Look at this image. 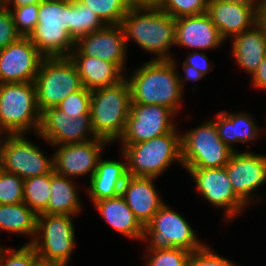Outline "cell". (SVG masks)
Here are the masks:
<instances>
[{
    "label": "cell",
    "instance_id": "cell-34",
    "mask_svg": "<svg viewBox=\"0 0 266 266\" xmlns=\"http://www.w3.org/2000/svg\"><path fill=\"white\" fill-rule=\"evenodd\" d=\"M24 179L0 168V204L23 202Z\"/></svg>",
    "mask_w": 266,
    "mask_h": 266
},
{
    "label": "cell",
    "instance_id": "cell-39",
    "mask_svg": "<svg viewBox=\"0 0 266 266\" xmlns=\"http://www.w3.org/2000/svg\"><path fill=\"white\" fill-rule=\"evenodd\" d=\"M20 37L9 9L0 3V49L6 48Z\"/></svg>",
    "mask_w": 266,
    "mask_h": 266
},
{
    "label": "cell",
    "instance_id": "cell-12",
    "mask_svg": "<svg viewBox=\"0 0 266 266\" xmlns=\"http://www.w3.org/2000/svg\"><path fill=\"white\" fill-rule=\"evenodd\" d=\"M195 181V189L215 208L224 209L230 221L249 207L235 192L226 167L185 168ZM247 206V207H246Z\"/></svg>",
    "mask_w": 266,
    "mask_h": 266
},
{
    "label": "cell",
    "instance_id": "cell-22",
    "mask_svg": "<svg viewBox=\"0 0 266 266\" xmlns=\"http://www.w3.org/2000/svg\"><path fill=\"white\" fill-rule=\"evenodd\" d=\"M69 58L77 67L83 87L90 91L113 86L126 78L125 71L118 65L98 57L83 55L76 47Z\"/></svg>",
    "mask_w": 266,
    "mask_h": 266
},
{
    "label": "cell",
    "instance_id": "cell-25",
    "mask_svg": "<svg viewBox=\"0 0 266 266\" xmlns=\"http://www.w3.org/2000/svg\"><path fill=\"white\" fill-rule=\"evenodd\" d=\"M92 204L112 229L128 239L143 240L144 226L135 217L121 194Z\"/></svg>",
    "mask_w": 266,
    "mask_h": 266
},
{
    "label": "cell",
    "instance_id": "cell-1",
    "mask_svg": "<svg viewBox=\"0 0 266 266\" xmlns=\"http://www.w3.org/2000/svg\"><path fill=\"white\" fill-rule=\"evenodd\" d=\"M174 57L171 60H150L132 71L126 79L131 90V104L165 106L178 115L183 92Z\"/></svg>",
    "mask_w": 266,
    "mask_h": 266
},
{
    "label": "cell",
    "instance_id": "cell-27",
    "mask_svg": "<svg viewBox=\"0 0 266 266\" xmlns=\"http://www.w3.org/2000/svg\"><path fill=\"white\" fill-rule=\"evenodd\" d=\"M75 184L73 179L52 171L51 196L47 208L42 213L71 216H76L79 213L78 215H80L83 207Z\"/></svg>",
    "mask_w": 266,
    "mask_h": 266
},
{
    "label": "cell",
    "instance_id": "cell-24",
    "mask_svg": "<svg viewBox=\"0 0 266 266\" xmlns=\"http://www.w3.org/2000/svg\"><path fill=\"white\" fill-rule=\"evenodd\" d=\"M232 39V55L236 63L252 76L266 54V32L257 22Z\"/></svg>",
    "mask_w": 266,
    "mask_h": 266
},
{
    "label": "cell",
    "instance_id": "cell-36",
    "mask_svg": "<svg viewBox=\"0 0 266 266\" xmlns=\"http://www.w3.org/2000/svg\"><path fill=\"white\" fill-rule=\"evenodd\" d=\"M146 251L145 255L148 257L146 266H186L191 254L182 248Z\"/></svg>",
    "mask_w": 266,
    "mask_h": 266
},
{
    "label": "cell",
    "instance_id": "cell-6",
    "mask_svg": "<svg viewBox=\"0 0 266 266\" xmlns=\"http://www.w3.org/2000/svg\"><path fill=\"white\" fill-rule=\"evenodd\" d=\"M41 112L34 82L0 84V130L5 134H37Z\"/></svg>",
    "mask_w": 266,
    "mask_h": 266
},
{
    "label": "cell",
    "instance_id": "cell-43",
    "mask_svg": "<svg viewBox=\"0 0 266 266\" xmlns=\"http://www.w3.org/2000/svg\"><path fill=\"white\" fill-rule=\"evenodd\" d=\"M42 0H3L1 3L5 7H19L29 4H39Z\"/></svg>",
    "mask_w": 266,
    "mask_h": 266
},
{
    "label": "cell",
    "instance_id": "cell-31",
    "mask_svg": "<svg viewBox=\"0 0 266 266\" xmlns=\"http://www.w3.org/2000/svg\"><path fill=\"white\" fill-rule=\"evenodd\" d=\"M88 6L105 25H121L124 16L131 9L128 0H78Z\"/></svg>",
    "mask_w": 266,
    "mask_h": 266
},
{
    "label": "cell",
    "instance_id": "cell-8",
    "mask_svg": "<svg viewBox=\"0 0 266 266\" xmlns=\"http://www.w3.org/2000/svg\"><path fill=\"white\" fill-rule=\"evenodd\" d=\"M233 152L220 139L215 122L211 119L181 135V159L184 168L225 167Z\"/></svg>",
    "mask_w": 266,
    "mask_h": 266
},
{
    "label": "cell",
    "instance_id": "cell-29",
    "mask_svg": "<svg viewBox=\"0 0 266 266\" xmlns=\"http://www.w3.org/2000/svg\"><path fill=\"white\" fill-rule=\"evenodd\" d=\"M51 173L24 179L23 202L26 203L37 215L48 206L51 196Z\"/></svg>",
    "mask_w": 266,
    "mask_h": 266
},
{
    "label": "cell",
    "instance_id": "cell-20",
    "mask_svg": "<svg viewBox=\"0 0 266 266\" xmlns=\"http://www.w3.org/2000/svg\"><path fill=\"white\" fill-rule=\"evenodd\" d=\"M224 41L206 13L176 19L175 46L205 51L220 48Z\"/></svg>",
    "mask_w": 266,
    "mask_h": 266
},
{
    "label": "cell",
    "instance_id": "cell-5",
    "mask_svg": "<svg viewBox=\"0 0 266 266\" xmlns=\"http://www.w3.org/2000/svg\"><path fill=\"white\" fill-rule=\"evenodd\" d=\"M181 133L172 132L136 144H122L127 174L157 179L175 161L182 166Z\"/></svg>",
    "mask_w": 266,
    "mask_h": 266
},
{
    "label": "cell",
    "instance_id": "cell-45",
    "mask_svg": "<svg viewBox=\"0 0 266 266\" xmlns=\"http://www.w3.org/2000/svg\"><path fill=\"white\" fill-rule=\"evenodd\" d=\"M132 6H156L160 0H128Z\"/></svg>",
    "mask_w": 266,
    "mask_h": 266
},
{
    "label": "cell",
    "instance_id": "cell-19",
    "mask_svg": "<svg viewBox=\"0 0 266 266\" xmlns=\"http://www.w3.org/2000/svg\"><path fill=\"white\" fill-rule=\"evenodd\" d=\"M206 14L225 41L229 36L233 38L258 22V11L242 3L208 0Z\"/></svg>",
    "mask_w": 266,
    "mask_h": 266
},
{
    "label": "cell",
    "instance_id": "cell-32",
    "mask_svg": "<svg viewBox=\"0 0 266 266\" xmlns=\"http://www.w3.org/2000/svg\"><path fill=\"white\" fill-rule=\"evenodd\" d=\"M208 0H160L156 5L173 18L206 13Z\"/></svg>",
    "mask_w": 266,
    "mask_h": 266
},
{
    "label": "cell",
    "instance_id": "cell-18",
    "mask_svg": "<svg viewBox=\"0 0 266 266\" xmlns=\"http://www.w3.org/2000/svg\"><path fill=\"white\" fill-rule=\"evenodd\" d=\"M75 47L83 55L114 63L127 73L125 64L128 47L121 25H105L97 31L81 36Z\"/></svg>",
    "mask_w": 266,
    "mask_h": 266
},
{
    "label": "cell",
    "instance_id": "cell-4",
    "mask_svg": "<svg viewBox=\"0 0 266 266\" xmlns=\"http://www.w3.org/2000/svg\"><path fill=\"white\" fill-rule=\"evenodd\" d=\"M70 1L39 3L38 24L28 38L45 58L69 57L75 48L70 35Z\"/></svg>",
    "mask_w": 266,
    "mask_h": 266
},
{
    "label": "cell",
    "instance_id": "cell-41",
    "mask_svg": "<svg viewBox=\"0 0 266 266\" xmlns=\"http://www.w3.org/2000/svg\"><path fill=\"white\" fill-rule=\"evenodd\" d=\"M251 78L253 87L266 91V54Z\"/></svg>",
    "mask_w": 266,
    "mask_h": 266
},
{
    "label": "cell",
    "instance_id": "cell-23",
    "mask_svg": "<svg viewBox=\"0 0 266 266\" xmlns=\"http://www.w3.org/2000/svg\"><path fill=\"white\" fill-rule=\"evenodd\" d=\"M125 162L100 158L97 169L89 180L87 194L92 202L102 199L113 198L121 194L123 183L127 177L126 158Z\"/></svg>",
    "mask_w": 266,
    "mask_h": 266
},
{
    "label": "cell",
    "instance_id": "cell-47",
    "mask_svg": "<svg viewBox=\"0 0 266 266\" xmlns=\"http://www.w3.org/2000/svg\"><path fill=\"white\" fill-rule=\"evenodd\" d=\"M5 133L2 131V130H0V152H1V145H2V142H3V138H4V136L2 137V135H4Z\"/></svg>",
    "mask_w": 266,
    "mask_h": 266
},
{
    "label": "cell",
    "instance_id": "cell-3",
    "mask_svg": "<svg viewBox=\"0 0 266 266\" xmlns=\"http://www.w3.org/2000/svg\"><path fill=\"white\" fill-rule=\"evenodd\" d=\"M132 99L128 80L91 91L90 118L96 138L109 143L124 134Z\"/></svg>",
    "mask_w": 266,
    "mask_h": 266
},
{
    "label": "cell",
    "instance_id": "cell-46",
    "mask_svg": "<svg viewBox=\"0 0 266 266\" xmlns=\"http://www.w3.org/2000/svg\"><path fill=\"white\" fill-rule=\"evenodd\" d=\"M66 262L44 261L39 259L36 266H67Z\"/></svg>",
    "mask_w": 266,
    "mask_h": 266
},
{
    "label": "cell",
    "instance_id": "cell-21",
    "mask_svg": "<svg viewBox=\"0 0 266 266\" xmlns=\"http://www.w3.org/2000/svg\"><path fill=\"white\" fill-rule=\"evenodd\" d=\"M155 178L127 175L121 195L138 221L145 227L165 203L154 185Z\"/></svg>",
    "mask_w": 266,
    "mask_h": 266
},
{
    "label": "cell",
    "instance_id": "cell-44",
    "mask_svg": "<svg viewBox=\"0 0 266 266\" xmlns=\"http://www.w3.org/2000/svg\"><path fill=\"white\" fill-rule=\"evenodd\" d=\"M222 1L248 4L254 7L257 11H259L260 7L262 6V3L265 0H222Z\"/></svg>",
    "mask_w": 266,
    "mask_h": 266
},
{
    "label": "cell",
    "instance_id": "cell-37",
    "mask_svg": "<svg viewBox=\"0 0 266 266\" xmlns=\"http://www.w3.org/2000/svg\"><path fill=\"white\" fill-rule=\"evenodd\" d=\"M91 91L82 88L63 99L56 107L68 114L71 119L79 115H90Z\"/></svg>",
    "mask_w": 266,
    "mask_h": 266
},
{
    "label": "cell",
    "instance_id": "cell-14",
    "mask_svg": "<svg viewBox=\"0 0 266 266\" xmlns=\"http://www.w3.org/2000/svg\"><path fill=\"white\" fill-rule=\"evenodd\" d=\"M36 135L51 146L84 143L96 139L90 115H79L76 119H71L57 107L41 113L40 128Z\"/></svg>",
    "mask_w": 266,
    "mask_h": 266
},
{
    "label": "cell",
    "instance_id": "cell-30",
    "mask_svg": "<svg viewBox=\"0 0 266 266\" xmlns=\"http://www.w3.org/2000/svg\"><path fill=\"white\" fill-rule=\"evenodd\" d=\"M104 26L105 24L88 6L78 0L70 1V35L75 41Z\"/></svg>",
    "mask_w": 266,
    "mask_h": 266
},
{
    "label": "cell",
    "instance_id": "cell-11",
    "mask_svg": "<svg viewBox=\"0 0 266 266\" xmlns=\"http://www.w3.org/2000/svg\"><path fill=\"white\" fill-rule=\"evenodd\" d=\"M44 154L25 134H6L1 145L0 167L22 179L51 173L53 157Z\"/></svg>",
    "mask_w": 266,
    "mask_h": 266
},
{
    "label": "cell",
    "instance_id": "cell-38",
    "mask_svg": "<svg viewBox=\"0 0 266 266\" xmlns=\"http://www.w3.org/2000/svg\"><path fill=\"white\" fill-rule=\"evenodd\" d=\"M186 266H236V264L216 254L205 244L201 249L191 252Z\"/></svg>",
    "mask_w": 266,
    "mask_h": 266
},
{
    "label": "cell",
    "instance_id": "cell-10",
    "mask_svg": "<svg viewBox=\"0 0 266 266\" xmlns=\"http://www.w3.org/2000/svg\"><path fill=\"white\" fill-rule=\"evenodd\" d=\"M71 215L40 213L37 215L36 235L30 244L39 259L66 262L75 248V228Z\"/></svg>",
    "mask_w": 266,
    "mask_h": 266
},
{
    "label": "cell",
    "instance_id": "cell-42",
    "mask_svg": "<svg viewBox=\"0 0 266 266\" xmlns=\"http://www.w3.org/2000/svg\"><path fill=\"white\" fill-rule=\"evenodd\" d=\"M182 67H183L185 76L181 77L180 74H178V79H179L182 91L184 89V82H187V81L196 82L204 77V75L199 70L197 69L195 70V68L190 65L182 64Z\"/></svg>",
    "mask_w": 266,
    "mask_h": 266
},
{
    "label": "cell",
    "instance_id": "cell-2",
    "mask_svg": "<svg viewBox=\"0 0 266 266\" xmlns=\"http://www.w3.org/2000/svg\"><path fill=\"white\" fill-rule=\"evenodd\" d=\"M121 26L126 45L134 41L140 48L155 54L152 60H171L175 46L176 19L157 6H132Z\"/></svg>",
    "mask_w": 266,
    "mask_h": 266
},
{
    "label": "cell",
    "instance_id": "cell-16",
    "mask_svg": "<svg viewBox=\"0 0 266 266\" xmlns=\"http://www.w3.org/2000/svg\"><path fill=\"white\" fill-rule=\"evenodd\" d=\"M110 144L96 138L84 143L63 144L53 154V171L68 178L81 177L89 173V180L97 169L103 147Z\"/></svg>",
    "mask_w": 266,
    "mask_h": 266
},
{
    "label": "cell",
    "instance_id": "cell-7",
    "mask_svg": "<svg viewBox=\"0 0 266 266\" xmlns=\"http://www.w3.org/2000/svg\"><path fill=\"white\" fill-rule=\"evenodd\" d=\"M34 84L41 113L83 88L77 67L69 57L44 58Z\"/></svg>",
    "mask_w": 266,
    "mask_h": 266
},
{
    "label": "cell",
    "instance_id": "cell-28",
    "mask_svg": "<svg viewBox=\"0 0 266 266\" xmlns=\"http://www.w3.org/2000/svg\"><path fill=\"white\" fill-rule=\"evenodd\" d=\"M37 214L24 202L0 204V231L31 236V244L36 235ZM33 236V237H32Z\"/></svg>",
    "mask_w": 266,
    "mask_h": 266
},
{
    "label": "cell",
    "instance_id": "cell-35",
    "mask_svg": "<svg viewBox=\"0 0 266 266\" xmlns=\"http://www.w3.org/2000/svg\"><path fill=\"white\" fill-rule=\"evenodd\" d=\"M6 8L11 13L17 32L22 37H28L38 24L39 4Z\"/></svg>",
    "mask_w": 266,
    "mask_h": 266
},
{
    "label": "cell",
    "instance_id": "cell-26",
    "mask_svg": "<svg viewBox=\"0 0 266 266\" xmlns=\"http://www.w3.org/2000/svg\"><path fill=\"white\" fill-rule=\"evenodd\" d=\"M216 117L214 122L220 139L234 152V142L253 144L260 134L255 119L249 113L220 111Z\"/></svg>",
    "mask_w": 266,
    "mask_h": 266
},
{
    "label": "cell",
    "instance_id": "cell-40",
    "mask_svg": "<svg viewBox=\"0 0 266 266\" xmlns=\"http://www.w3.org/2000/svg\"><path fill=\"white\" fill-rule=\"evenodd\" d=\"M191 53V54H190ZM189 55L186 56L185 60L182 64H187L195 68V70H199L204 76L210 73V63L211 62L207 55L203 52H190Z\"/></svg>",
    "mask_w": 266,
    "mask_h": 266
},
{
    "label": "cell",
    "instance_id": "cell-9",
    "mask_svg": "<svg viewBox=\"0 0 266 266\" xmlns=\"http://www.w3.org/2000/svg\"><path fill=\"white\" fill-rule=\"evenodd\" d=\"M193 229L181 214L164 203L144 227L142 241H149L146 250L182 248L193 252L205 245Z\"/></svg>",
    "mask_w": 266,
    "mask_h": 266
},
{
    "label": "cell",
    "instance_id": "cell-17",
    "mask_svg": "<svg viewBox=\"0 0 266 266\" xmlns=\"http://www.w3.org/2000/svg\"><path fill=\"white\" fill-rule=\"evenodd\" d=\"M45 57L28 37L0 49V84L34 82Z\"/></svg>",
    "mask_w": 266,
    "mask_h": 266
},
{
    "label": "cell",
    "instance_id": "cell-33",
    "mask_svg": "<svg viewBox=\"0 0 266 266\" xmlns=\"http://www.w3.org/2000/svg\"><path fill=\"white\" fill-rule=\"evenodd\" d=\"M39 257L30 244L19 249L5 248L0 245V266H36Z\"/></svg>",
    "mask_w": 266,
    "mask_h": 266
},
{
    "label": "cell",
    "instance_id": "cell-13",
    "mask_svg": "<svg viewBox=\"0 0 266 266\" xmlns=\"http://www.w3.org/2000/svg\"><path fill=\"white\" fill-rule=\"evenodd\" d=\"M176 114L161 105L131 104L121 144H136L172 132Z\"/></svg>",
    "mask_w": 266,
    "mask_h": 266
},
{
    "label": "cell",
    "instance_id": "cell-15",
    "mask_svg": "<svg viewBox=\"0 0 266 266\" xmlns=\"http://www.w3.org/2000/svg\"><path fill=\"white\" fill-rule=\"evenodd\" d=\"M225 167L234 192L248 206L260 199L255 197V193L266 181V155L255 154L248 149L244 152L237 150Z\"/></svg>",
    "mask_w": 266,
    "mask_h": 266
}]
</instances>
